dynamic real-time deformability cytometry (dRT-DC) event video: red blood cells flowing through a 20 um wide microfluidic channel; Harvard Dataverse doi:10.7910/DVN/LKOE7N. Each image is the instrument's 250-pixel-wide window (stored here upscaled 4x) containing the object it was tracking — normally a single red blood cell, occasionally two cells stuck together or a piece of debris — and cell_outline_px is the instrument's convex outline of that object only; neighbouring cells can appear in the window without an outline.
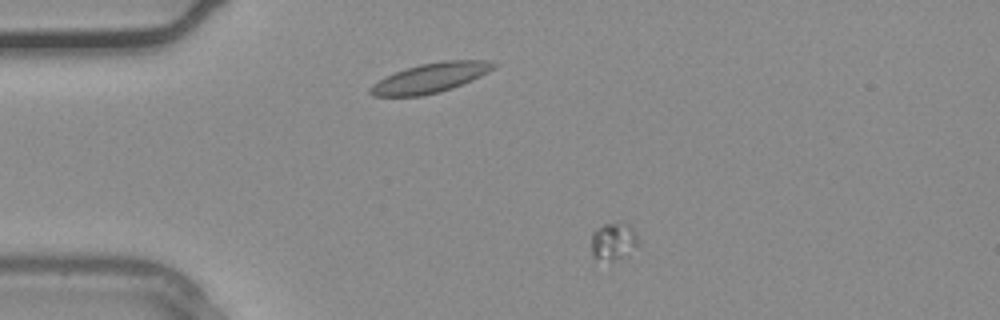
{"species": "common noctule bat (a hibernating species)", "species_latin": "Nyctalus noctula", "temperature_condition": "warm", "stored_images_in_passage": 34, "camera_frame_rate_fps": 3000, "um_per_image_px": 0.085, "animal": {"sex": "male", "body_mass_g": 20.4}, "frame": {"image": 1, "passage_image": 4, "time_ms": 1.0, "image_size_px": [1000, 320], "cell_outline_px": [[640, 248], [628, 256], [612, 260], [608, 260], [592, 256], [592, 232], [596, 228], [604, 224], [628, 224], [636, 232], [640, 244]], "centroid_in_image_um": [52.22, 20.53], "position_along_channel_um": 32.8, "area_um2": 10.4}}
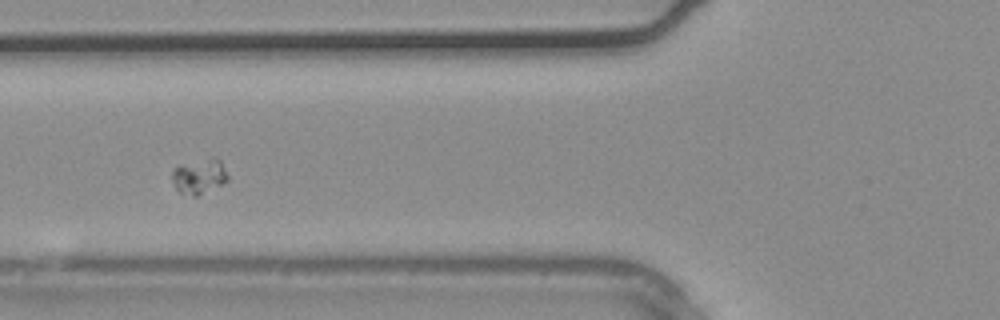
{"frame": {"image": 2, "passage_image": 11, "time_ms": 3.333, "image_size_px": [1000, 320], "cell_outline_px": [[228, 180], [196, 196], [192, 196], [180, 192], [176, 188], [172, 180], [172, 172], [180, 164], [212, 156], [216, 156], [220, 160], [228, 176]], "centroid_in_image_um": [16.93, 14.94], "position_along_channel_um": 108.9, "area_um2": 11.27}}
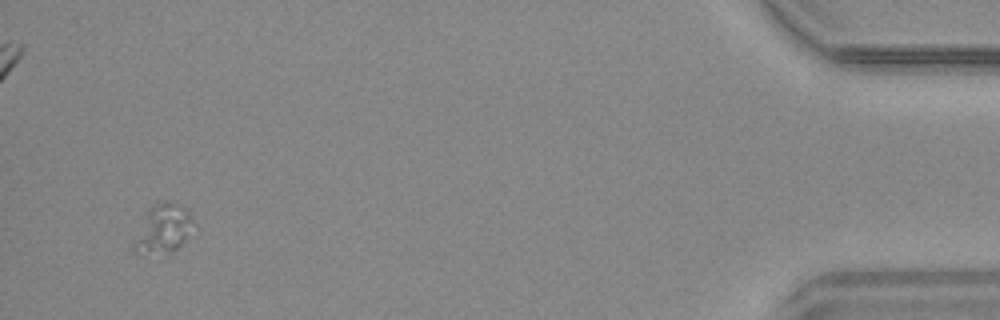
{"frame": {"image": 3, "passage_image": 33, "time_ms": 10.667, "image_size_px": [1000, 320], "cell_outline_px": [[200, 232], [172, 256], [164, 260], [160, 260], [140, 256], [132, 248], [132, 244], [148, 208], [156, 200], [180, 204], [188, 208], [200, 228]], "centroid_in_image_um": [14.01, 19.6], "position_along_channel_um": 421.2, "area_um2": 19.88}}